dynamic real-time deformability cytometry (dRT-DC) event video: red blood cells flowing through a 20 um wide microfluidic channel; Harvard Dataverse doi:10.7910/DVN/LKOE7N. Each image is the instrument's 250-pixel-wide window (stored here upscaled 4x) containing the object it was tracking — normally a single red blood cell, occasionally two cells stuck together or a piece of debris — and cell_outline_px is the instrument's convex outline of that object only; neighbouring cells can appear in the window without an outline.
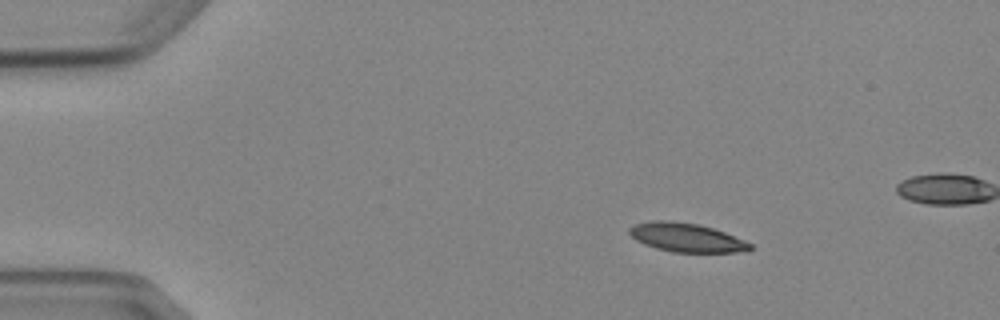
{"species": "Egyptian fruit bat (a non-hibernating species)", "species_latin": "Rousettus aegyptiacus", "temperature_condition": "cold", "stored_images_in_passage": 4, "camera_frame_rate_fps": 3000, "um_per_image_px": 0.085, "animal": {"sex": "female"}, "frame": {"image": 1, "passage_image": 1, "time_ms": 0.0, "image_size_px": [1000, 320], "cell_outline_px": [[752, 248], [736, 252], [672, 252], [656, 248], [644, 244], [636, 240], [628, 232], [628, 228], [636, 224], [652, 220], [672, 220], [696, 224], [712, 228], [724, 232], [744, 240], [752, 244]], "centroid_in_image_um": [58.3, 20.18], "position_along_channel_um": 26.7, "area_um2": 20.11}}